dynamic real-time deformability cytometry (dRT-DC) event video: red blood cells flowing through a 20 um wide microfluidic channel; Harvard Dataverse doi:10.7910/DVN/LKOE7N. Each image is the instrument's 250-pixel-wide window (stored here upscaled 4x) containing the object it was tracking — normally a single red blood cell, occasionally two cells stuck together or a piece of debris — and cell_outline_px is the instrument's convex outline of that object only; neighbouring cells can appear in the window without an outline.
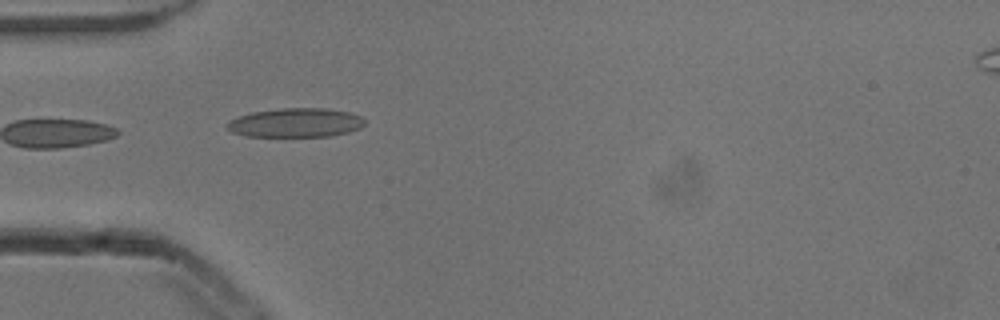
{"species": "common noctule bat (a hibernating species)", "species_latin": "Nyctalus noctula", "temperature_condition": "cold", "stored_images_in_passage": 5, "camera_frame_rate_fps": 3000, "um_per_image_px": 0.085, "animal": {"sex": "male", "body_mass_g": 13.3}, "frame": {"image": 1, "passage_image": 3, "time_ms": 0.667, "image_size_px": [1000, 320], "cell_outline_px": [[364, 124], [360, 128], [348, 132], [332, 136], [244, 136], [232, 132], [228, 128], [228, 124], [232, 120], [240, 116], [252, 112], [280, 108], [328, 108], [348, 112], [360, 116], [364, 120]], "centroid_in_image_um": [25.16, 10.43], "position_along_channel_um": 59.8, "area_um2": 23.12}}
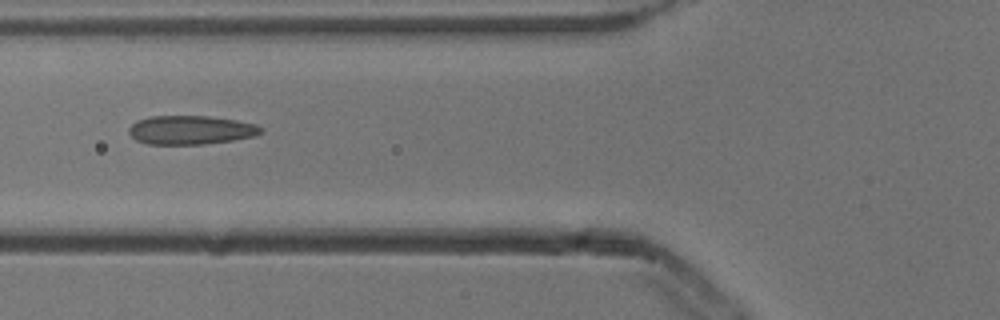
{"frame": {"image": 2, "passage_image": 4, "time_ms": 1.0, "image_size_px": [1000, 320], "cell_outline_px": [[264, 128], [256, 136], [232, 140], [204, 144], [148, 144], [136, 140], [128, 132], [128, 128], [136, 120], [148, 116], [208, 116], [236, 120], [256, 124]], "centroid_in_image_um": [16.2, 11.04], "position_along_channel_um": 109.6, "area_um2": 22.25}}
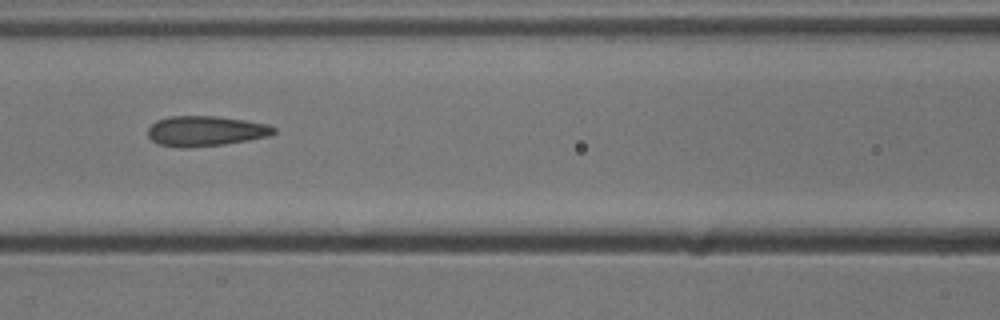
{"frame": {"image": 3, "passage_image": 5, "time_ms": 1.333, "image_size_px": [1000, 320], "cell_outline_px": [[276, 132], [268, 136], [248, 140], [224, 144], [184, 148], [180, 148], [160, 144], [152, 140], [148, 136], [148, 128], [156, 120], [168, 116], [216, 116], [244, 120], [268, 124], [276, 128]], "centroid_in_image_um": [17.46, 11.13], "position_along_channel_um": 149.1, "area_um2": 22.14}}